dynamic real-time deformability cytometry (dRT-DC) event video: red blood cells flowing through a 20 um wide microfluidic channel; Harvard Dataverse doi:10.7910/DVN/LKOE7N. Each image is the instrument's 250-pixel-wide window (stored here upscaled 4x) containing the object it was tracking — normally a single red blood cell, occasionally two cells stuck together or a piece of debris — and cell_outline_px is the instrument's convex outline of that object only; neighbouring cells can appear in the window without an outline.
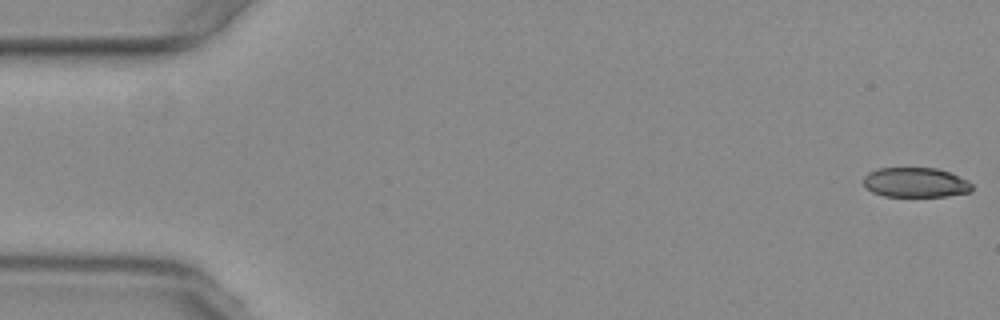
{"species": "common noctule bat (a hibernating species)", "species_latin": "Nyctalus noctula", "temperature_condition": "warm", "stored_images_in_passage": 52, "camera_frame_rate_fps": 3000, "um_per_image_px": 0.085, "animal": {"sex": "female", "body_mass_g": 29.2, "forearm_length_mm": 56.3}, "frame": {"image": 1, "passage_image": 1, "time_ms": 0.0, "image_size_px": [1000, 320], "cell_outline_px": [[972, 188], [968, 192], [948, 196], [884, 196], [872, 192], [864, 184], [864, 176], [868, 172], [880, 168], [936, 168], [948, 172], [968, 180], [972, 184]], "centroid_in_image_um": [77.81, 15.51], "position_along_channel_um": 7.2, "area_um2": 18.67}}
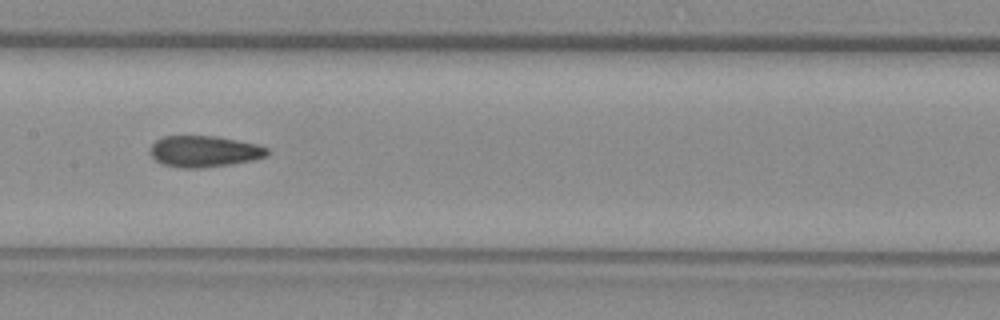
{"frame": {"image": 2, "passage_image": 27, "time_ms": 8.667, "image_size_px": [1000, 320], "cell_outline_px": [[268, 156], [252, 160], [232, 164], [200, 168], [180, 168], [164, 164], [156, 160], [148, 152], [152, 144], [156, 140], [164, 136], [216, 136], [256, 144], [268, 148]], "centroid_in_image_um": [17.34, 12.87], "position_along_channel_um": 190.1, "area_um2": 21.33}}
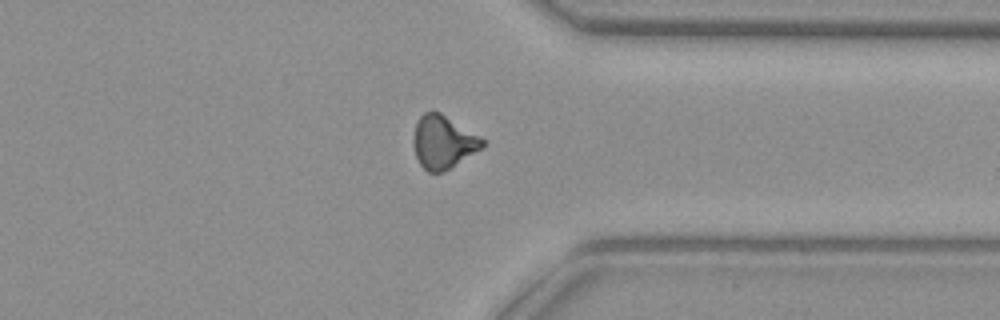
{"frame": {"image": 3, "passage_image": 42, "time_ms": 13.667, "image_size_px": [1000, 320], "cell_outline_px": [[484, 148], [448, 168], [440, 172], [428, 172], [420, 164], [416, 156], [412, 144], [412, 140], [416, 120], [424, 112], [432, 108], [440, 112], [480, 136], [484, 140]], "centroid_in_image_um": [37.64, 12.03], "position_along_channel_um": 373.8, "area_um2": 21.5}, "authors_computed_cell_mechanics": {"area_um2": 21.2415, "velocity_mm_per_s": 3.7719, "shape_relaxation_time_tau1_ms": null, "shape_relaxation_time_tau2_ms": 2.7262, "deformation_change_tau1": null, "deformation_change_tau2": 0.0869}}